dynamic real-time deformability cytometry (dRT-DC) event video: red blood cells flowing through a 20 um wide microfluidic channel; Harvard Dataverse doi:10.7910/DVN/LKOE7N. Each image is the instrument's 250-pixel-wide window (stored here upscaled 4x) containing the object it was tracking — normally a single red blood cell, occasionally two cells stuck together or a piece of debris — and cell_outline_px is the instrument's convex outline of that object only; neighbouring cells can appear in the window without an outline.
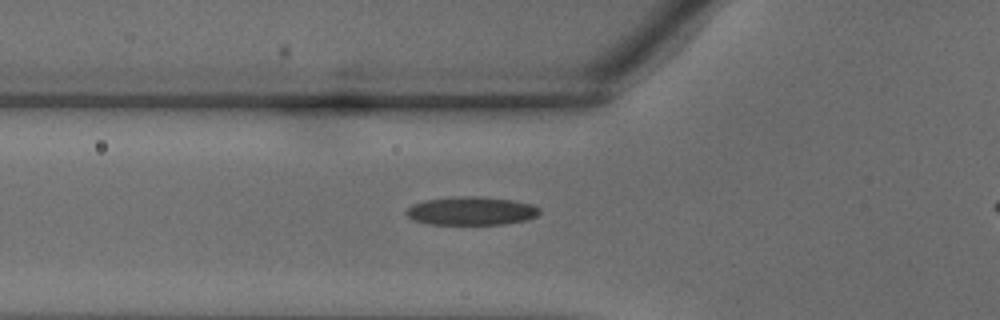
{"species": "common noctule bat (a hibernating species)", "species_latin": "Nyctalus noctula", "temperature_condition": "warm", "stored_images_in_passage": 25, "camera_frame_rate_fps": 3000, "um_per_image_px": 0.085, "animal": {"sex": "male", "body_mass_g": 18.8}, "frame": {"image": 1, "passage_image": 4, "time_ms": 1.0, "image_size_px": [1000, 320], "cell_outline_px": [[540, 212], [536, 216], [528, 220], [504, 224], [428, 224], [416, 220], [408, 216], [404, 212], [412, 204], [424, 200], [464, 196], [472, 196], [512, 200], [532, 204], [540, 208]], "centroid_in_image_um": [40.08, 17.93], "position_along_channel_um": 85.7, "area_um2": 21.91}}
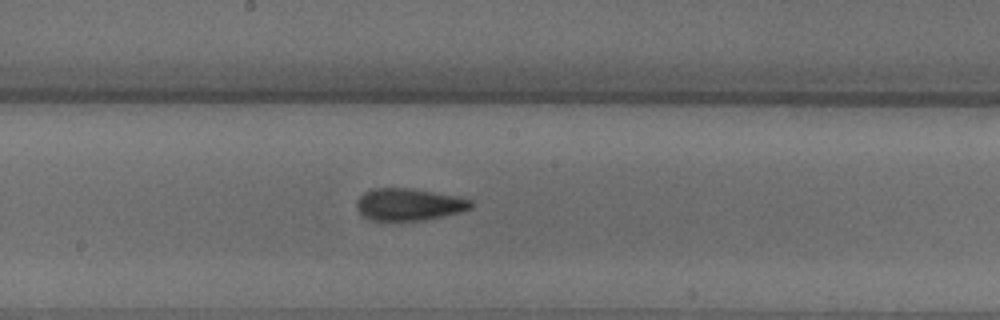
{"frame": {"image": 2, "passage_image": 11, "time_ms": 3.333, "image_size_px": [1000, 320], "cell_outline_px": [[472, 208], [460, 212], [444, 216], [424, 220], [368, 220], [356, 208], [356, 200], [364, 192], [372, 188], [412, 188], [472, 200]], "centroid_in_image_um": [34.71, 17.38], "position_along_channel_um": 213.5, "area_um2": 21.27}}
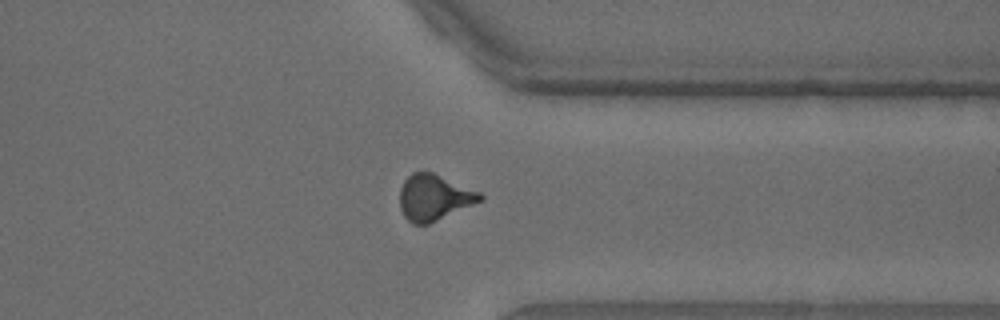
{"frame": {"image": 3, "passage_image": 20, "time_ms": 6.333, "image_size_px": [1000, 320], "cell_outline_px": [[484, 200], [428, 224], [412, 224], [404, 216], [400, 208], [400, 188], [404, 180], [412, 172], [432, 172], [480, 192], [484, 196]], "centroid_in_image_um": [36.89, 16.79], "position_along_channel_um": 374.5, "area_um2": 21.44}}